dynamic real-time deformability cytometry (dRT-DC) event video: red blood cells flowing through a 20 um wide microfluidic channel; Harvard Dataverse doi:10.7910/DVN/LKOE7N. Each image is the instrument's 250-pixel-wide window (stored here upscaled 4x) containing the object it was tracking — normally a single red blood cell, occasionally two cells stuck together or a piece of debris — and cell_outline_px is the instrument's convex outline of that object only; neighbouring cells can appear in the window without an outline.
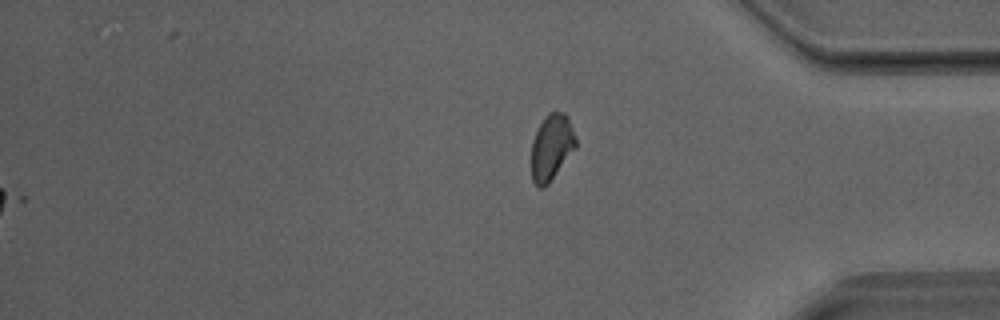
{"species": "Egyptian fruit bat (a non-hibernating species)", "species_latin": "Rousettus aegyptiacus", "temperature_condition": "room temperature", "stored_images_in_passage": 36, "segment_of_instrument_passage": [2, 2], "camera_frame_rate_fps": 3000, "um_per_image_px": 0.085, "animal": {"sex": "male"}, "frame": {"image": 1, "passage_image": 36, "time_ms": 11.667, "image_size_px": [1000, 320], "cell_outline_px": [[576, 148], [548, 184], [544, 188], [536, 188], [532, 180], [532, 140], [540, 124], [548, 112], [564, 112], [568, 116], [576, 140]], "centroid_in_image_um": [46.88, 12.53], "position_along_channel_um": 388.3, "area_um2": 17.05}}